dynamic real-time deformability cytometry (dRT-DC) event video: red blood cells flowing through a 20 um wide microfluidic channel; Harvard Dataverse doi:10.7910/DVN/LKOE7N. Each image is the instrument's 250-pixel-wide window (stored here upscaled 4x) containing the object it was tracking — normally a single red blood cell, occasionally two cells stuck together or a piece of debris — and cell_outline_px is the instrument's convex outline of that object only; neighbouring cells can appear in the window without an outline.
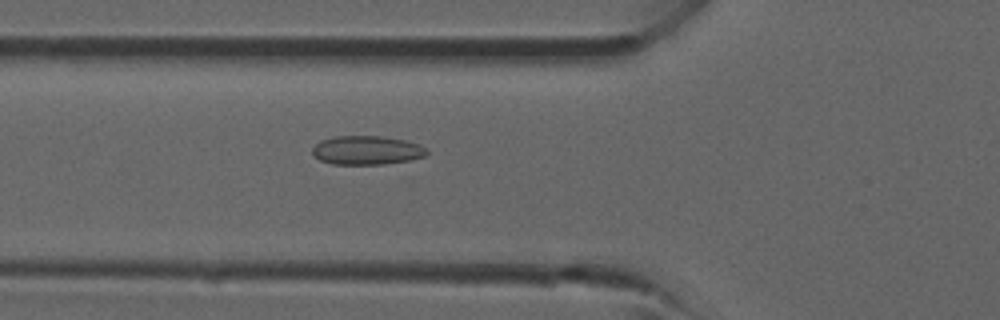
{"species": "common noctule bat (a hibernating species)", "species_latin": "Nyctalus noctula", "temperature_condition": "room temperature", "stored_images_in_passage": 41, "camera_frame_rate_fps": 3000, "um_per_image_px": 0.085, "animal": {"sex": "male", "forearm_length_mm": 52.5}, "frame": {"image": 1, "passage_image": 15, "time_ms": 4.667, "image_size_px": [1000, 320], "cell_outline_px": [[428, 152], [424, 156], [408, 160], [384, 164], [332, 164], [320, 160], [312, 152], [312, 148], [320, 140], [336, 136], [380, 136], [404, 140], [420, 144]], "centroid_in_image_um": [31.15, 12.77], "position_along_channel_um": 94.6, "area_um2": 19.07}}
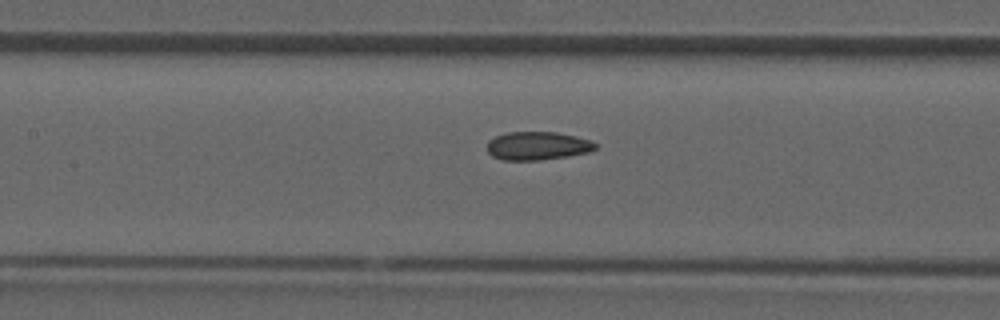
{"frame": {"image": 2, "passage_image": 19, "time_ms": 6.0, "image_size_px": [1000, 320], "cell_outline_px": [[596, 148], [588, 152], [568, 156], [540, 160], [504, 160], [492, 156], [488, 152], [488, 140], [496, 136], [508, 132], [556, 132], [576, 136], [592, 140], [596, 144]], "centroid_in_image_um": [45.69, 12.39], "position_along_channel_um": 161.7, "area_um2": 17.86}}
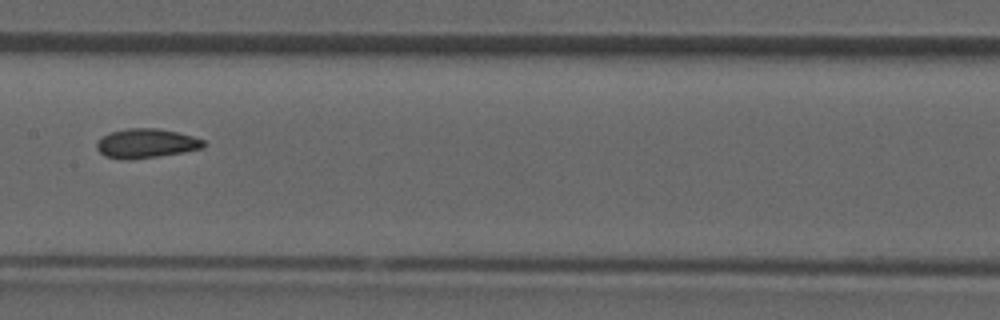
{"frame": {"image": 3, "passage_image": 21, "time_ms": 6.667, "image_size_px": [1000, 320], "cell_outline_px": [[204, 148], [184, 152], [128, 160], [124, 160], [104, 156], [96, 148], [96, 144], [108, 132], [128, 128], [156, 128], [176, 132], [192, 136], [204, 140]], "centroid_in_image_um": [12.41, 12.19], "position_along_channel_um": 195.0, "area_um2": 18.15}}